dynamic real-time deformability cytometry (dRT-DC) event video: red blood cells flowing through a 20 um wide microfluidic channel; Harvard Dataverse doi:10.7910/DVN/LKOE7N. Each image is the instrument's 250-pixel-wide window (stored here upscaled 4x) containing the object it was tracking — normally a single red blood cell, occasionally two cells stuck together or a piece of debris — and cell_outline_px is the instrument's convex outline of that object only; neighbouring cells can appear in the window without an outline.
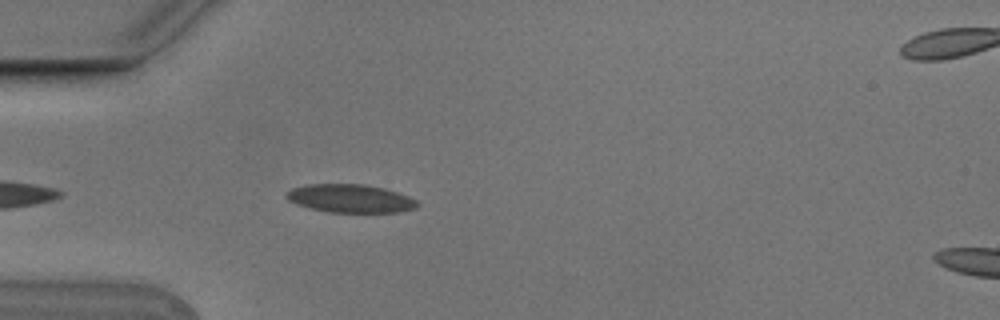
{"species": "Egyptian fruit bat (a non-hibernating species)", "species_latin": "Rousettus aegyptiacus", "temperature_condition": "cold", "stored_images_in_passage": 1, "camera_frame_rate_fps": 3000, "um_per_image_px": 0.085, "animal": {"sex": "male"}, "frame": {"image": 1, "passage_image": 1, "time_ms": 0.0, "image_size_px": [1000, 320], "cell_outline_px": [[420, 204], [416, 208], [400, 212], [328, 212], [296, 204], [288, 200], [284, 196], [284, 192], [292, 188], [308, 184], [364, 184], [384, 188], [408, 196], [416, 200]], "centroid_in_image_um": [29.76, 16.86], "position_along_channel_um": 55.2, "area_um2": 21.62}}